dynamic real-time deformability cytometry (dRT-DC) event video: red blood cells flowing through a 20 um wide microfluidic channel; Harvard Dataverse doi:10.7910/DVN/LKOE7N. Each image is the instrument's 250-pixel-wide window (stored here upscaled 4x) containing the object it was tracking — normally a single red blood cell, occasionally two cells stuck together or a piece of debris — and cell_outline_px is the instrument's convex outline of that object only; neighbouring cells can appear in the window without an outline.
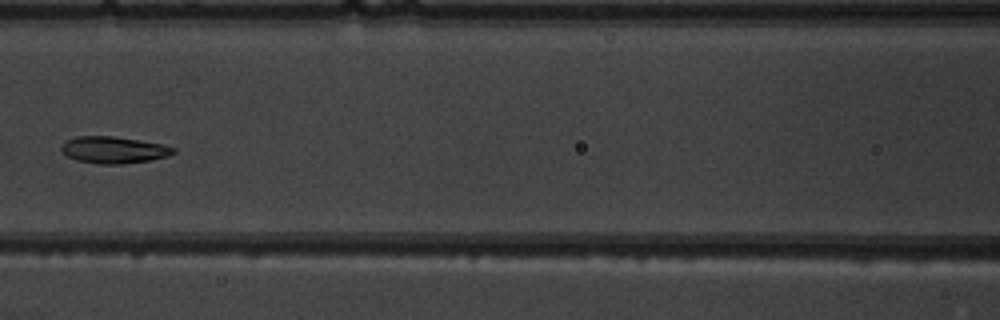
{"species": "common noctule bat (a hibernating species)", "species_latin": "Nyctalus noctula", "temperature_condition": "warm", "stored_images_in_passage": 6, "camera_frame_rate_fps": 3000, "um_per_image_px": 0.085, "animal": {"sex": "male", "body_mass_g": 19.5, "forearm_length_mm": 54.6}, "frame": {"image": 1, "passage_image": 6, "time_ms": 6.667, "image_size_px": [1000, 320], "cell_outline_px": [[176, 152], [168, 156], [152, 160], [124, 164], [100, 164], [76, 160], [68, 156], [60, 148], [64, 140], [76, 136], [112, 136], [164, 144], [176, 148]], "centroid_in_image_um": [9.68, 12.74], "position_along_channel_um": 156.9, "area_um2": 17.63}}